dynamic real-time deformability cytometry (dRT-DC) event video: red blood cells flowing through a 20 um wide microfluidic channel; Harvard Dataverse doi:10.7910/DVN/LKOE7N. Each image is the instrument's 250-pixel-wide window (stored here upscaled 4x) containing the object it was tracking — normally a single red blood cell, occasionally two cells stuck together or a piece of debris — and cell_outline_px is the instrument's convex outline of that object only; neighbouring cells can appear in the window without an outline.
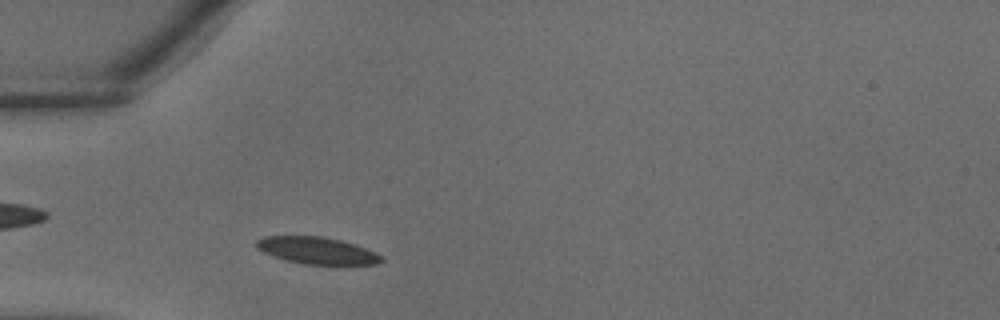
{"species": "common noctule bat (a hibernating species)", "species_latin": "Nyctalus noctula", "temperature_condition": "warm", "stored_images_in_passage": 29, "camera_frame_rate_fps": 3000, "um_per_image_px": 0.085, "animal": {"sex": "male", "body_mass_g": 18.8}, "frame": {"image": 1, "passage_image": 3, "time_ms": 0.667, "image_size_px": [1000, 320], "cell_outline_px": [[384, 260], [376, 264], [304, 264], [284, 260], [272, 256], [256, 248], [256, 240], [264, 236], [324, 236], [340, 240], [364, 248], [384, 256]], "centroid_in_image_um": [26.91, 21.29], "position_along_channel_um": 58.1, "area_um2": 19.54}}
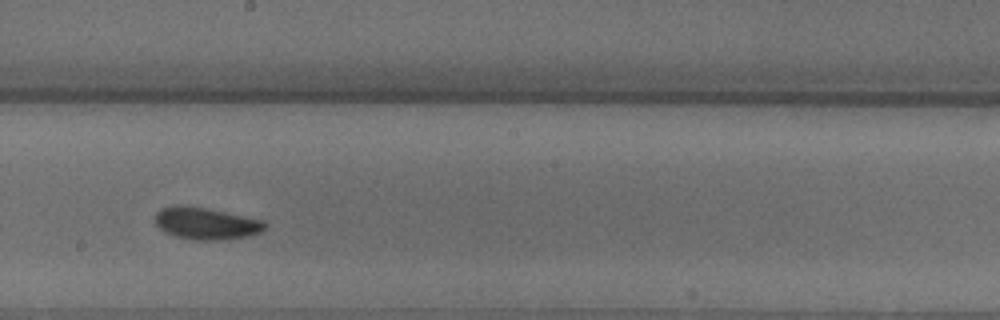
{"frame": {"image": 2, "passage_image": 13, "time_ms": 4.0, "image_size_px": [1000, 320], "cell_outline_px": [[268, 224], [260, 232], [248, 236], [216, 240], [192, 240], [176, 236], [164, 232], [156, 224], [156, 212], [160, 208], [172, 204], [184, 204], [264, 220]], "centroid_in_image_um": [17.47, 18.97], "position_along_channel_um": 230.7, "area_um2": 20.52}}
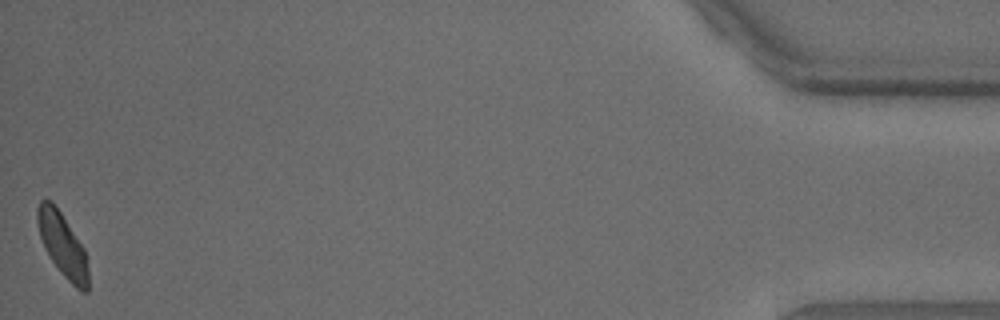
{"frame": {"image": 3, "passage_image": 29, "time_ms": 9.333, "image_size_px": [1000, 320], "cell_outline_px": [[88, 292], [84, 292], [76, 288], [64, 276], [52, 260], [44, 248], [40, 236], [36, 220], [36, 208], [40, 200], [52, 200], [84, 248], [88, 268]], "centroid_in_image_um": [5.3, 20.8], "position_along_channel_um": 429.9, "area_um2": 18.67}}